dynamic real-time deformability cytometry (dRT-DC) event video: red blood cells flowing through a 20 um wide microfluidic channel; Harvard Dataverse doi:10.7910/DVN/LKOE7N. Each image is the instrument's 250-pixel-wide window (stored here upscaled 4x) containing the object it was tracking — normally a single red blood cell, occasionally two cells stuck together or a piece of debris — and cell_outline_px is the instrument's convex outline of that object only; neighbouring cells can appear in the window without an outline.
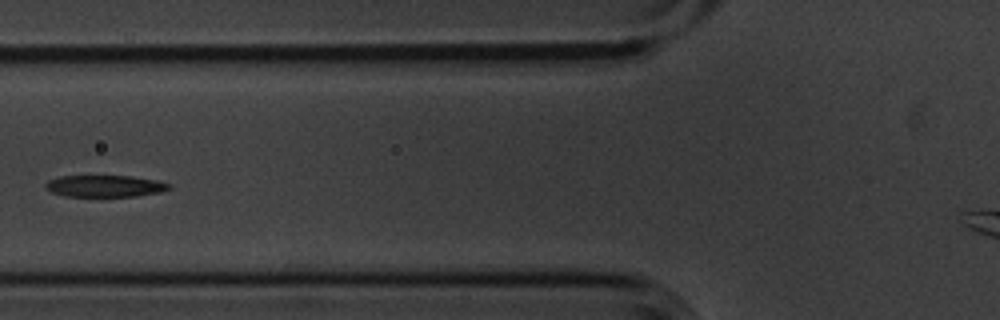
{"species": "common noctule bat (a hibernating species)", "species_latin": "Nyctalus noctula", "temperature_condition": "cold", "stored_images_in_passage": 4, "camera_frame_rate_fps": 3000, "um_per_image_px": 0.085, "animal": {"sex": "male", "body_mass_g": 20.1, "forearm_length_mm": 53.5}, "frame": {"image": 1, "passage_image": 4, "time_ms": 1.0, "image_size_px": [1000, 320], "cell_outline_px": [[172, 188], [160, 192], [136, 196], [64, 196], [52, 192], [44, 188], [44, 184], [48, 180], [60, 176], [132, 176], [156, 180], [172, 184]], "centroid_in_image_um": [8.92, 15.81], "position_along_channel_um": 116.9, "area_um2": 15.72}}